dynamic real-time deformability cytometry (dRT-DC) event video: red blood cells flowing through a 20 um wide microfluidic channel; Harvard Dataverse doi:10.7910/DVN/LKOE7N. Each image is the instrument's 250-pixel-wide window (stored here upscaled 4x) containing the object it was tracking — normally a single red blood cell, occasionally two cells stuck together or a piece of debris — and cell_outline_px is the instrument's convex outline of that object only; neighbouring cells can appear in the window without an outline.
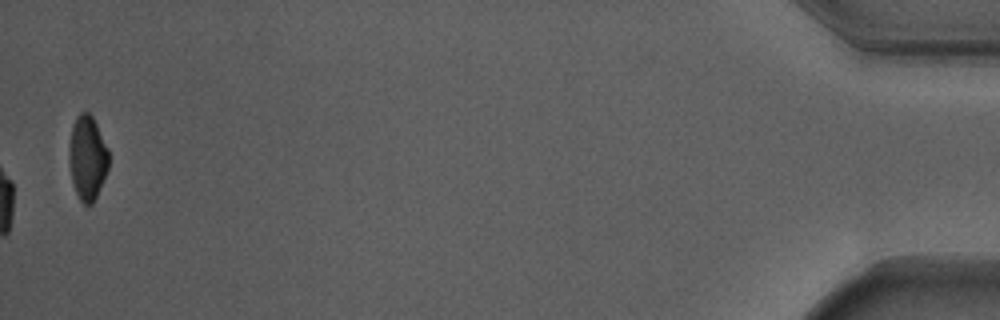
{"species": "Egyptian fruit bat (a non-hibernating species)", "species_latin": "Rousettus aegyptiacus", "temperature_condition": "warm", "stored_images_in_passage": 56, "camera_frame_rate_fps": 3000, "um_per_image_px": 0.085, "animal": {"sex": "male"}, "frame": {"image": 1, "passage_image": 56, "time_ms": 18.333, "image_size_px": [1000, 320], "cell_outline_px": [[108, 168], [96, 196], [92, 204], [84, 204], [80, 200], [76, 192], [72, 180], [72, 128], [76, 116], [80, 112], [88, 112], [92, 116], [108, 148]], "centroid_in_image_um": [7.48, 13.41], "position_along_channel_um": 427.7, "area_um2": 18.38}, "authors_computed_cell_mechanics": {"area_um2": 23.3223, "velocity_mm_per_s": 3.6896, "shape_relaxation_time_tau1_ms": 3.4552, "shape_relaxation_time_tau2_ms": 1.7834, "deformation_change_tau1": 0.1469, "deformation_change_tau2": 0.0688}}